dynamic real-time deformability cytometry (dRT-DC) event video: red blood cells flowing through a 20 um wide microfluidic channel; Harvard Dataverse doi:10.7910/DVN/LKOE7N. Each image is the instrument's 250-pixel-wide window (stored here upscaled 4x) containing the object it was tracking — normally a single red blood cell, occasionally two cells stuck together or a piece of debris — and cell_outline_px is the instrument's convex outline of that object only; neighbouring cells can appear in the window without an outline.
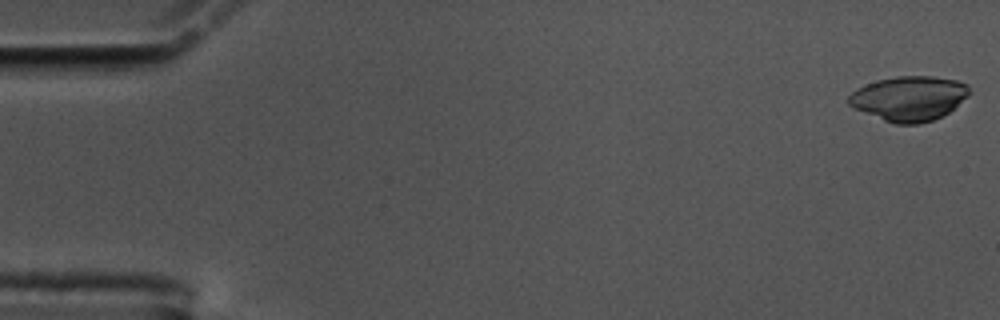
{"species": "common noctule bat (a hibernating species)", "species_latin": "Nyctalus noctula", "temperature_condition": "cold", "stored_images_in_passage": 58, "camera_frame_rate_fps": 3000, "um_per_image_px": 0.085, "animal": {"sex": "male", "body_mass_g": 17.5, "forearm_length_mm": 52.3}, "frame": {"image": 1, "passage_image": 1, "time_ms": 0.0, "image_size_px": [1000, 320], "cell_outline_px": [[972, 92], [968, 96], [948, 112], [932, 120], [920, 124], [896, 124], [884, 120], [856, 108], [848, 104], [848, 96], [856, 88], [876, 80], [896, 76], [932, 76], [956, 80], [968, 84]], "centroid_in_image_um": [77.29, 8.35], "position_along_channel_um": 7.7, "area_um2": 31.33}}
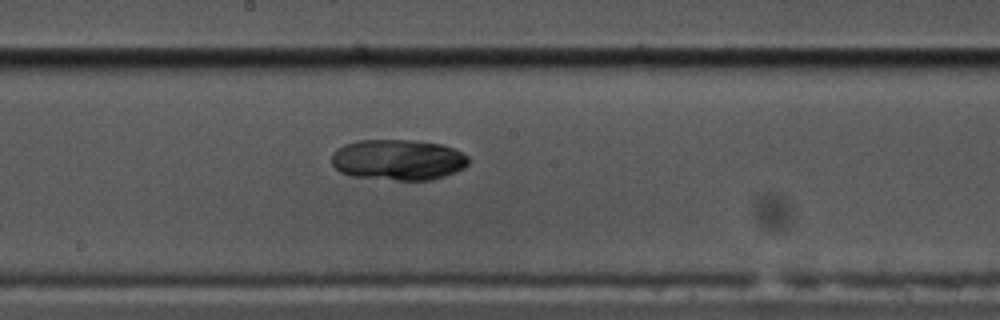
{"frame": {"image": 2, "passage_image": 31, "time_ms": 10.0, "image_size_px": [1000, 320], "cell_outline_px": [[468, 164], [464, 168], [456, 172], [432, 180], [396, 180], [352, 176], [340, 172], [332, 164], [332, 152], [336, 148], [344, 144], [356, 140], [412, 140], [440, 144], [452, 148], [468, 156]], "centroid_in_image_um": [33.81, 13.58], "position_along_channel_um": 214.4, "area_um2": 32.66}}
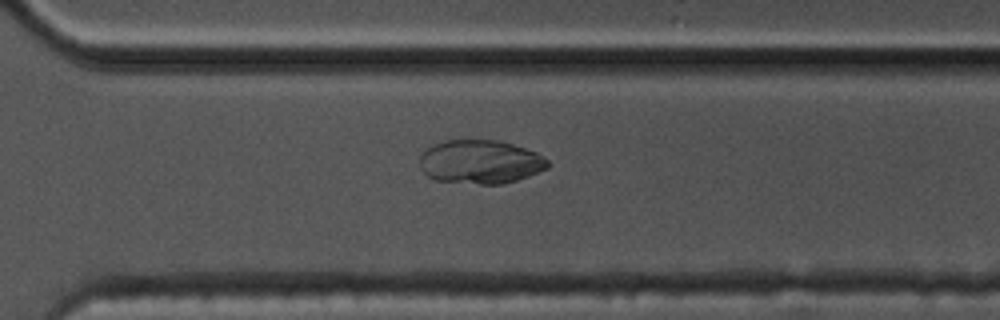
{"frame": {"image": 3, "passage_image": 41, "time_ms": 13.333, "image_size_px": [1000, 320], "cell_outline_px": [[552, 164], [548, 168], [528, 176], [504, 184], [480, 184], [436, 180], [428, 176], [420, 168], [420, 156], [432, 144], [444, 140], [496, 140], [512, 144], [536, 152], [548, 160]], "centroid_in_image_um": [40.84, 13.76], "position_along_channel_um": 329.8, "area_um2": 32.66}}